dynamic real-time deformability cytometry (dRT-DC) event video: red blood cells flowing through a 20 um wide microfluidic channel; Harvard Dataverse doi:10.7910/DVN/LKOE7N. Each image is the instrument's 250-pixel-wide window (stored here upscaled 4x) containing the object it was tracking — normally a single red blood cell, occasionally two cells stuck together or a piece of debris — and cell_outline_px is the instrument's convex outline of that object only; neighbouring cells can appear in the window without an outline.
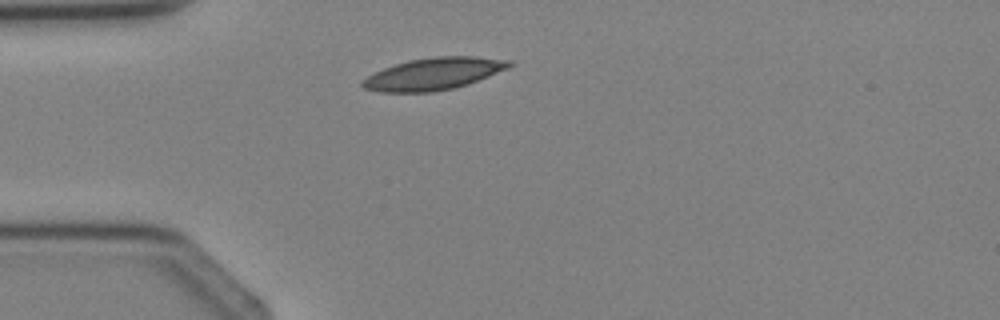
{"species": "Egyptian fruit bat (a non-hibernating species)", "species_latin": "Rousettus aegyptiacus", "temperature_condition": "cold", "stored_images_in_passage": 1, "camera_frame_rate_fps": 3000, "um_per_image_px": 0.085, "animal": {"sex": "female"}, "frame": {"image": 1, "passage_image": 1, "time_ms": 0.0, "image_size_px": [1000, 320], "cell_outline_px": [[512, 64], [508, 68], [468, 84], [452, 88], [432, 92], [380, 92], [364, 88], [360, 84], [360, 80], [384, 68], [408, 60], [436, 56], [476, 56], [512, 60]], "centroid_in_image_um": [36.85, 6.27], "position_along_channel_um": 48.1, "area_um2": 27.34}}